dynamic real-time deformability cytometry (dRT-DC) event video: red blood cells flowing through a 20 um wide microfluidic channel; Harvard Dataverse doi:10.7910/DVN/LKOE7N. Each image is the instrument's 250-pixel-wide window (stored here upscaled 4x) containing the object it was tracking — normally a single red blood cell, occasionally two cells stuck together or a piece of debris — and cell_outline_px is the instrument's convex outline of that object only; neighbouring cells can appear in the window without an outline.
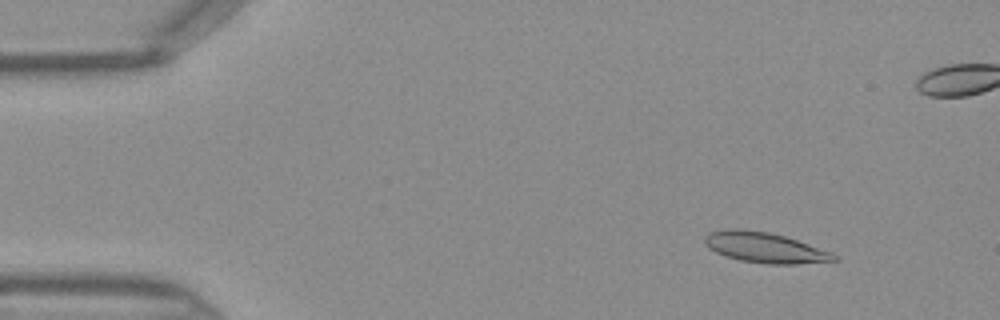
{"species": "Egyptian fruit bat (a non-hibernating species)", "species_latin": "Rousettus aegyptiacus", "temperature_condition": "warm", "stored_images_in_passage": 46, "camera_frame_rate_fps": 3000, "um_per_image_px": 0.085, "frame": {"image": 1, "passage_image": 5, "time_ms": 1.333, "image_size_px": [1000, 320], "cell_outline_px": [[836, 260], [796, 264], [764, 264], [740, 260], [724, 256], [708, 248], [704, 244], [704, 236], [708, 232], [728, 228], [736, 228], [768, 232], [784, 236], [832, 252], [836, 256]], "centroid_in_image_um": [64.93, 21.04], "position_along_channel_um": 20.1, "area_um2": 22.89}}
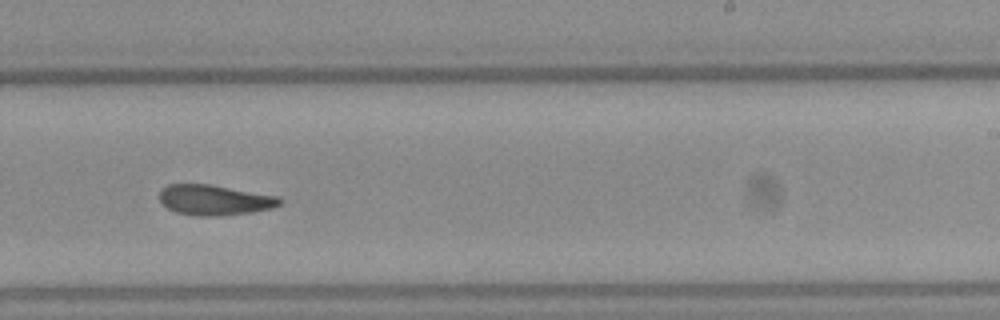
{"frame": {"image": 2, "passage_image": 28, "time_ms": 9.0, "image_size_px": [1000, 320], "cell_outline_px": [[284, 200], [280, 204], [272, 208], [252, 212], [212, 216], [196, 216], [176, 212], [168, 208], [160, 200], [160, 188], [168, 184], [208, 184], [280, 196]], "centroid_in_image_um": [18.25, 16.99], "position_along_channel_um": 270.7, "area_um2": 21.27}}
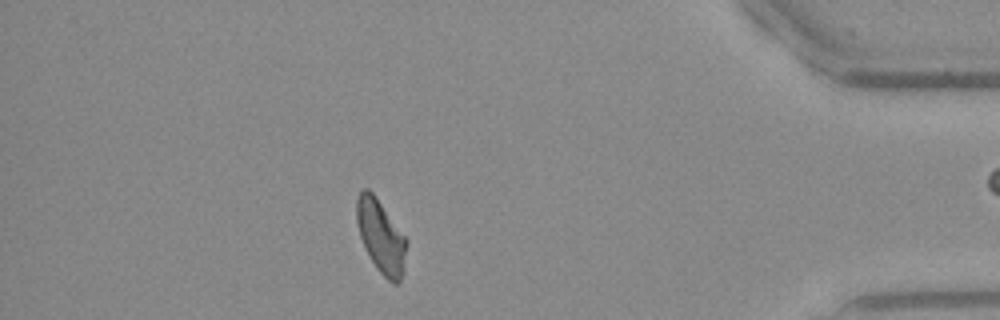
{"frame": {"image": 3, "passage_image": 40, "time_ms": 13.0, "image_size_px": [1000, 320], "cell_outline_px": [[408, 244], [404, 272], [400, 280], [396, 284], [392, 284], [376, 268], [368, 256], [364, 248], [360, 236], [356, 220], [356, 200], [360, 192], [364, 188], [368, 188], [372, 192], [408, 240]], "centroid_in_image_um": [32.39, 20.14], "position_along_channel_um": 402.8, "area_um2": 21.44}}